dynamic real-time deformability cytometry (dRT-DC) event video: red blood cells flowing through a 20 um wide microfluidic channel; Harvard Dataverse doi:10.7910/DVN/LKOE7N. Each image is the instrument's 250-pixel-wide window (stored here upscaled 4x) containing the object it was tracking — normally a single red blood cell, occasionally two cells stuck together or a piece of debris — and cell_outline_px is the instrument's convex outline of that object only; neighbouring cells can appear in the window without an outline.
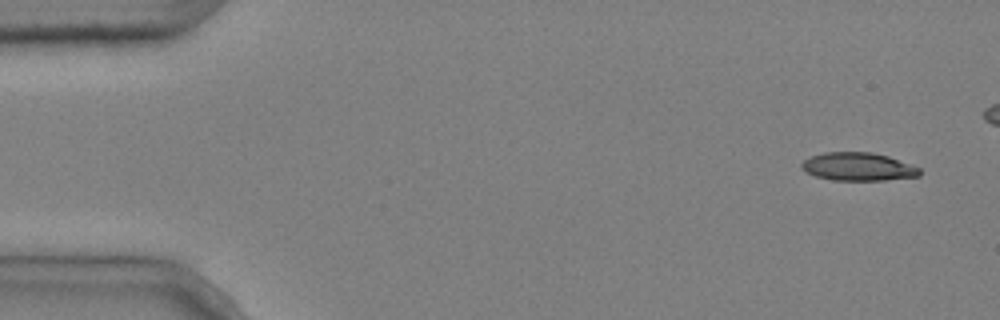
{"species": "common noctule bat (a hibernating species)", "species_latin": "Nyctalus noctula", "temperature_condition": "cold", "stored_images_in_passage": 5, "segment_of_instrument_passage": [2, 2], "camera_frame_rate_fps": 3000, "um_per_image_px": 0.085, "animal": {"sex": "male", "body_mass_g": 20.4}, "frame": {"image": 1, "passage_image": 5, "time_ms": 1.333, "image_size_px": [1000, 320], "cell_outline_px": [[920, 176], [884, 180], [832, 180], [816, 176], [800, 168], [800, 164], [804, 160], [812, 156], [824, 152], [872, 152], [888, 156], [920, 168]], "centroid_in_image_um": [72.93, 14.16], "position_along_channel_um": 12.1, "area_um2": 19.25}}